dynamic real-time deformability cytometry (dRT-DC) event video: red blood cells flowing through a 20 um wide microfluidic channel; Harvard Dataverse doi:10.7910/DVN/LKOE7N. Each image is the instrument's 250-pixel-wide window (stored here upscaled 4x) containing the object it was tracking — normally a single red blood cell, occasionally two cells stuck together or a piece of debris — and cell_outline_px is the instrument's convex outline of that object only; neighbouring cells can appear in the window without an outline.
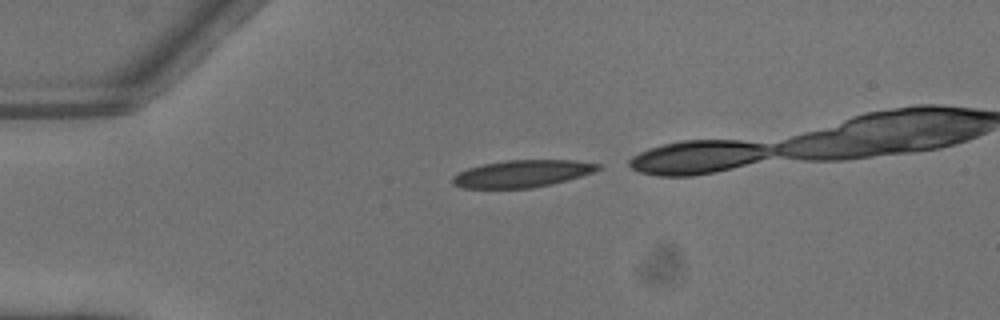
{"species": "common noctule bat (a hibernating species)", "species_latin": "Nyctalus noctula", "temperature_condition": "warm", "stored_images_in_passage": 3, "camera_frame_rate_fps": 3000, "um_per_image_px": 0.085, "animal": {"sex": "male", "body_mass_g": 13.3}, "frame": {"image": 1, "passage_image": 1, "time_ms": 0.0, "image_size_px": [1000, 320], "cell_outline_px": [[604, 168], [580, 176], [552, 184], [532, 188], [464, 188], [452, 184], [452, 176], [468, 168], [484, 164], [504, 160], [576, 160], [604, 164]], "centroid_in_image_um": [44.43, 14.75], "position_along_channel_um": 40.6, "area_um2": 23.12}}